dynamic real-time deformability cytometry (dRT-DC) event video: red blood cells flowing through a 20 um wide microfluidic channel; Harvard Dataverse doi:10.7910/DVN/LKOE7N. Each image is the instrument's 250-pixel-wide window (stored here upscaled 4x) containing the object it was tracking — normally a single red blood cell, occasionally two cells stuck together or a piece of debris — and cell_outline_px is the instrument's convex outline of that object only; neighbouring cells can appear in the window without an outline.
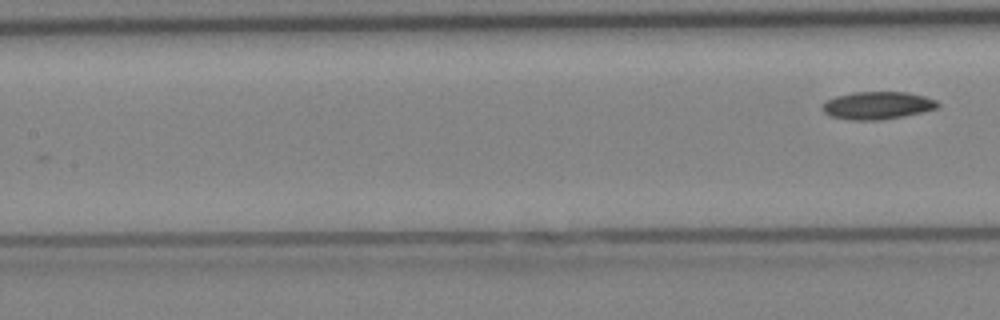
{"species": "Egyptian fruit bat (a non-hibernating species)", "species_latin": "Rousettus aegyptiacus", "temperature_condition": "cold", "stored_images_in_passage": 7, "segment_of_instrument_passage": [2, 2], "camera_frame_rate_fps": 3000, "um_per_image_px": 0.085, "animal": {"sex": "female"}, "frame": {"image": 1, "passage_image": 7, "time_ms": 7.333, "image_size_px": [1000, 320], "cell_outline_px": [[940, 108], [924, 112], [904, 116], [880, 120], [848, 120], [828, 116], [820, 108], [828, 100], [836, 96], [856, 92], [908, 92], [924, 96], [936, 100], [940, 104]], "centroid_in_image_um": [74.61, 8.97], "position_along_channel_um": 132.8, "area_um2": 18.79}}